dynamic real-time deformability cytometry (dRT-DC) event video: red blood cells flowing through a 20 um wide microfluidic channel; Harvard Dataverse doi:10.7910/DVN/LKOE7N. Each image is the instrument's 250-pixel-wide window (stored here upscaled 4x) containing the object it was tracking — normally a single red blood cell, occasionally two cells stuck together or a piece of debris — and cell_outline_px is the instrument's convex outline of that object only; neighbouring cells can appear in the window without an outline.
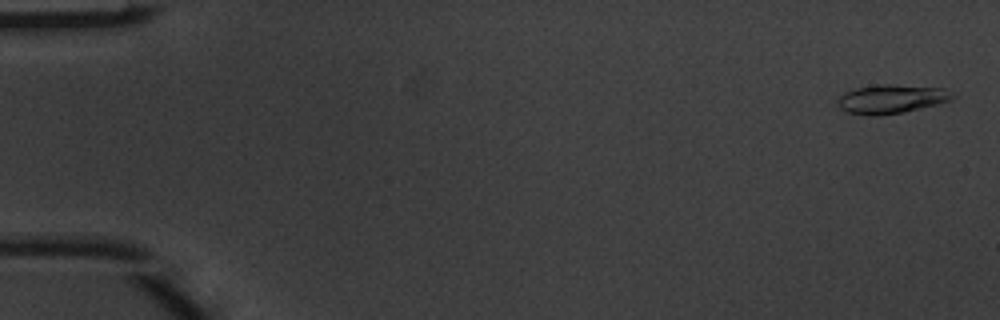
{"species": "common noctule bat (a hibernating species)", "species_latin": "Nyctalus noctula", "temperature_condition": "warm", "stored_images_in_passage": 5, "camera_frame_rate_fps": 3000, "um_per_image_px": 0.085, "animal": {"sex": "male", "body_mass_g": 20.1, "forearm_length_mm": 53.5}, "frame": {"image": 1, "passage_image": 1, "time_ms": 0.0, "image_size_px": [1000, 320], "cell_outline_px": [[956, 96], [952, 100], [904, 112], [876, 116], [872, 116], [848, 112], [840, 108], [836, 104], [836, 100], [844, 92], [856, 88], [880, 84], [888, 84], [944, 88]], "centroid_in_image_um": [75.74, 8.41], "position_along_channel_um": 9.3, "area_um2": 19.31}}
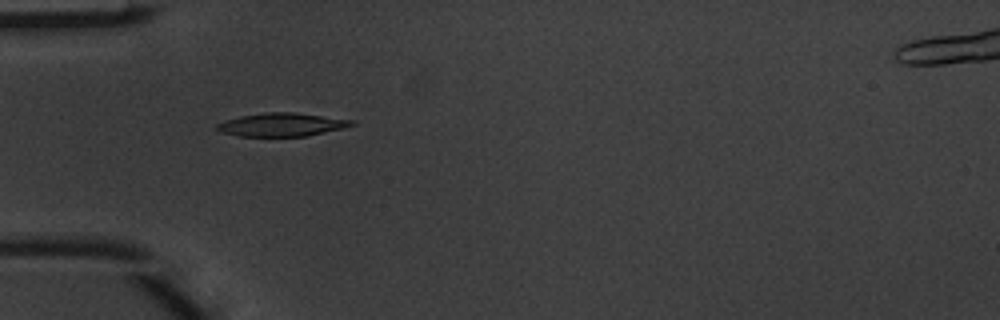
{"frame": {"image": 2, "passage_image": 4, "time_ms": 1.0, "image_size_px": [1000, 320], "cell_outline_px": [[356, 124], [344, 128], [308, 136], [240, 136], [220, 132], [216, 128], [216, 124], [224, 120], [240, 116], [264, 112], [292, 112], [356, 120]], "centroid_in_image_um": [23.96, 10.59], "position_along_channel_um": 61.0, "area_um2": 18.44}}